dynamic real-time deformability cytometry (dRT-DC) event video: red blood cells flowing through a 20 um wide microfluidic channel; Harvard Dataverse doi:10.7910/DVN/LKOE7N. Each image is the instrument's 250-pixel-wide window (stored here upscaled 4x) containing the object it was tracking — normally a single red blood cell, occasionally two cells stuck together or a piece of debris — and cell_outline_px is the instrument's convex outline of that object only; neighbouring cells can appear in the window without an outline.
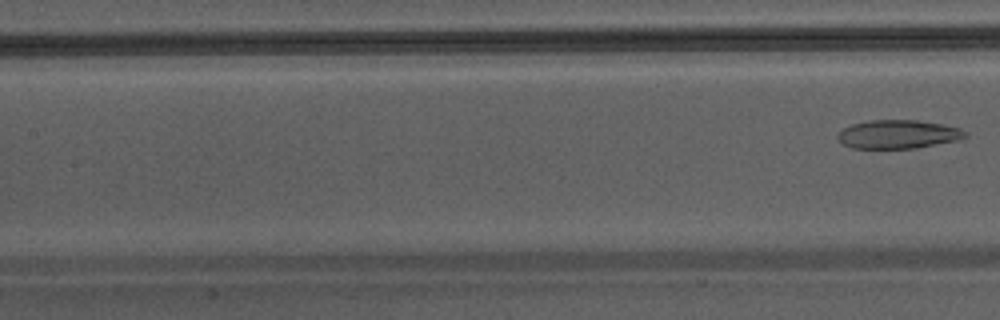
{"species": "Egyptian fruit bat (a non-hibernating species)", "species_latin": "Rousettus aegyptiacus", "temperature_condition": "warm", "stored_images_in_passage": 8, "camera_frame_rate_fps": 3000, "um_per_image_px": 0.085, "animal": {"sex": "male"}, "frame": {"image": 1, "passage_image": 8, "time_ms": 2.333, "image_size_px": [1000, 320], "cell_outline_px": [[968, 136], [956, 140], [916, 148], [852, 148], [844, 144], [836, 136], [844, 128], [852, 124], [868, 120], [916, 120], [940, 124], [960, 128], [968, 132]], "centroid_in_image_um": [76.34, 11.41], "position_along_channel_um": 131.1, "area_um2": 21.04}}